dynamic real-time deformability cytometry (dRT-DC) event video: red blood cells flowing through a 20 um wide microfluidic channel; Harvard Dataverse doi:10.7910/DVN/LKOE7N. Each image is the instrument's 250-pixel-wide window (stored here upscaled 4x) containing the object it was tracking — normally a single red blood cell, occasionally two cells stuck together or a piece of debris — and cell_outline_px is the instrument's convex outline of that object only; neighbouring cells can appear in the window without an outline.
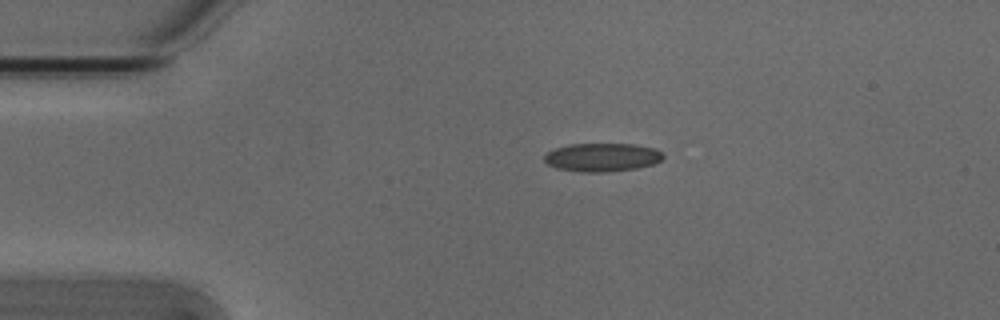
{"species": "Egyptian fruit bat (a non-hibernating species)", "species_latin": "Rousettus aegyptiacus", "temperature_condition": "cold", "stored_images_in_passage": 2, "camera_frame_rate_fps": 3000, "um_per_image_px": 0.085, "animal": {"sex": "male"}, "frame": {"image": 1, "passage_image": 1, "time_ms": 0.0, "image_size_px": [1000, 320], "cell_outline_px": [[664, 156], [660, 160], [652, 164], [636, 168], [608, 172], [580, 172], [556, 168], [548, 164], [544, 160], [544, 156], [548, 152], [556, 148], [568, 144], [636, 144], [652, 148], [660, 152]], "centroid_in_image_um": [51.15, 13.37], "position_along_channel_um": 33.9, "area_um2": 19.54}}